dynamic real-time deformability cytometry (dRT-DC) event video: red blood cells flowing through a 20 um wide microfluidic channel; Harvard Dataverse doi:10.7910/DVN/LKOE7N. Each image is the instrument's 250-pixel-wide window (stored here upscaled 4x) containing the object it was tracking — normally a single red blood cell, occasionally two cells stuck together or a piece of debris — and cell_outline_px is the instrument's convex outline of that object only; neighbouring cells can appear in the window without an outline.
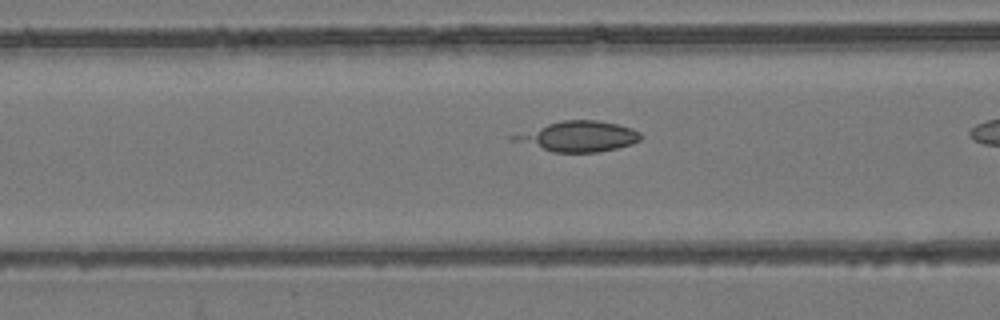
{"species": "common noctule bat (a hibernating species)", "species_latin": "Nyctalus noctula", "temperature_condition": "room temperature", "stored_images_in_passage": 5, "camera_frame_rate_fps": 3000, "um_per_image_px": 0.085, "animal": {"sex": "female", "body_mass_g": 24.6, "forearm_length_mm": 56.2}, "frame": {"image": 1, "passage_image": 4, "time_ms": 4.0, "image_size_px": [1000, 320], "cell_outline_px": [[644, 136], [640, 140], [632, 144], [616, 148], [596, 152], [552, 152], [508, 140], [508, 136], [512, 132], [564, 120], [596, 120], [616, 124], [632, 128], [640, 132]], "centroid_in_image_um": [49.05, 11.59], "position_along_channel_um": 117.6, "area_um2": 22.95}}